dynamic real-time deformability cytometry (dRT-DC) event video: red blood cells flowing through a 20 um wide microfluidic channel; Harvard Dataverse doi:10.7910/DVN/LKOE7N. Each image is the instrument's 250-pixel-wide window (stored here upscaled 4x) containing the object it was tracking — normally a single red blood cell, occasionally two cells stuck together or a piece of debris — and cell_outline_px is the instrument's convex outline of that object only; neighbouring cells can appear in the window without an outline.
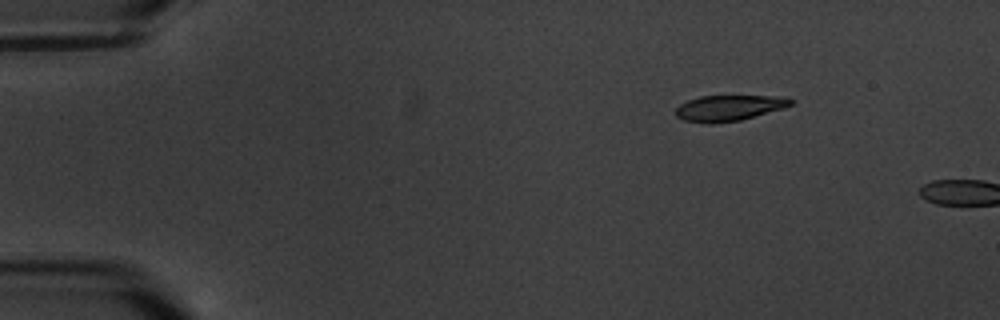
{"species": "common noctule bat (a hibernating species)", "species_latin": "Nyctalus noctula", "temperature_condition": "warm", "stored_images_in_passage": 2, "camera_frame_rate_fps": 3000, "um_per_image_px": 0.085, "animal": {"sex": "male", "body_mass_g": 20.1, "forearm_length_mm": 53.5}, "frame": {"image": 1, "passage_image": 1, "time_ms": 0.0, "image_size_px": [1000, 320], "cell_outline_px": [[796, 100], [792, 104], [784, 108], [740, 120], [712, 124], [684, 120], [676, 116], [676, 108], [680, 104], [688, 100], [700, 96], [780, 96]], "centroid_in_image_um": [61.97, 9.17], "position_along_channel_um": 23.0, "area_um2": 17.22}}